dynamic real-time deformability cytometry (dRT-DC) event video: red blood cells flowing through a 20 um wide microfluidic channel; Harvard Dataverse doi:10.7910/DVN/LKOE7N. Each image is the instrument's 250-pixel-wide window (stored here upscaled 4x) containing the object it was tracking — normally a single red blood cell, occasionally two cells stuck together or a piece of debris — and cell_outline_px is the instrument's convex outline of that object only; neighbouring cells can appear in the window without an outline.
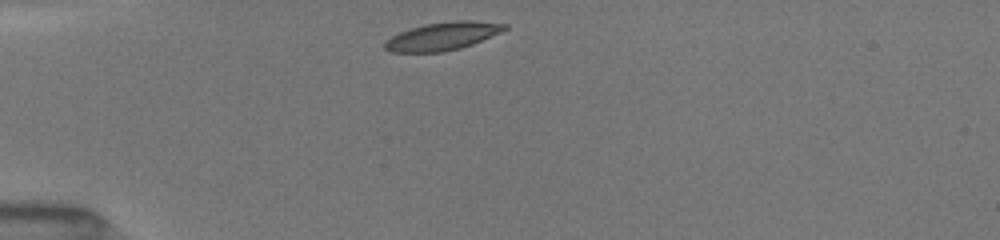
{"species": "common noctule bat (a hibernating species)", "species_latin": "Nyctalus noctula", "temperature_condition": "room temperature", "stored_images_in_passage": 3, "camera_frame_rate_fps": 3000, "um_per_image_px": 0.085, "animal": {"sex": "female", "body_mass_g": 19.5, "forearm_length_mm": 54.1}, "frame": {"image": 1, "passage_image": 1, "time_ms": 0.0, "image_size_px": [1000, 240], "cell_outline_px": [[508, 28], [500, 32], [472, 44], [460, 48], [444, 52], [392, 52], [384, 48], [384, 40], [400, 32], [424, 24], [452, 20], [468, 20], [508, 24]], "centroid_in_image_um": [37.6, 3.07], "position_along_channel_um": 47.4, "area_um2": 19.48}}